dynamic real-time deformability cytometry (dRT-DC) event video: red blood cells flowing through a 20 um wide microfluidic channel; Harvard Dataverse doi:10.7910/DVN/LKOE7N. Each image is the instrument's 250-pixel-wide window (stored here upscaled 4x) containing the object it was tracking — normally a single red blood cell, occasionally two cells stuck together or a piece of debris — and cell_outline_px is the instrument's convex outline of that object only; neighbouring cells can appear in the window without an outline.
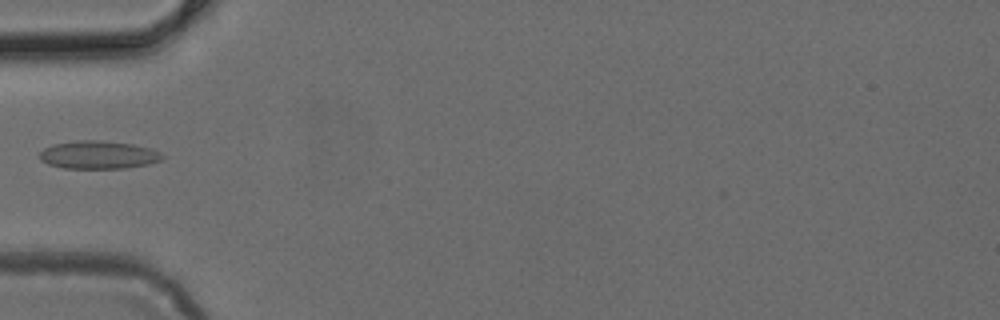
{"species": "common noctule bat (a hibernating species)", "species_latin": "Nyctalus noctula", "temperature_condition": "cold", "stored_images_in_passage": 4, "camera_frame_rate_fps": 3000, "um_per_image_px": 0.085, "animal": {"sex": "female", "body_mass_g": 24.6, "forearm_length_mm": 56.2}, "frame": {"image": 1, "passage_image": 4, "time_ms": 1.0, "image_size_px": [1000, 320], "cell_outline_px": [[164, 156], [160, 160], [148, 164], [124, 168], [64, 168], [48, 164], [40, 160], [40, 152], [44, 148], [56, 144], [76, 140], [96, 140], [132, 144], [148, 148], [160, 152]], "centroid_in_image_um": [8.34, 13.16], "position_along_channel_um": 76.7, "area_um2": 19.77}}